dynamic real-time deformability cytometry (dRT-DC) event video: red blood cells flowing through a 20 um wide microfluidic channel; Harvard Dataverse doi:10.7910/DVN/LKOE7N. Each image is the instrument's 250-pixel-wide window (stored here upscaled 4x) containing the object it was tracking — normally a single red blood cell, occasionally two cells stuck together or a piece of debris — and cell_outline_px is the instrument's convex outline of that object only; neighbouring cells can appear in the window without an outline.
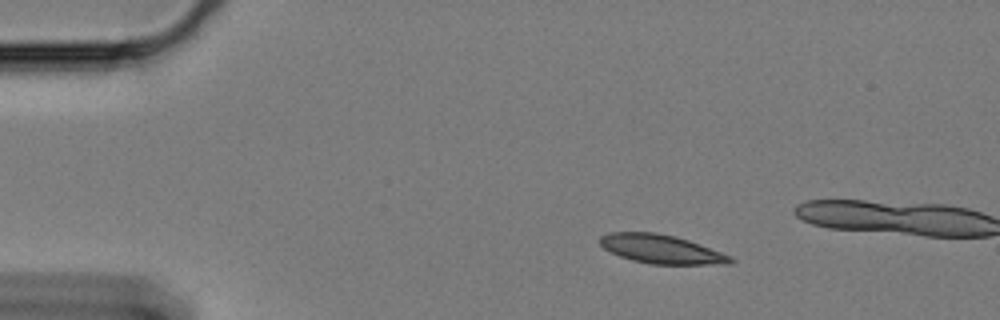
{"species": "Egyptian fruit bat (a non-hibernating species)", "species_latin": "Rousettus aegyptiacus", "temperature_condition": "cold", "stored_images_in_passage": 52, "camera_frame_rate_fps": 3000, "um_per_image_px": 0.085, "animal": {"sex": "female"}, "frame": {"image": 1, "passage_image": 1, "time_ms": 0.0, "image_size_px": [1000, 320], "cell_outline_px": [[736, 260], [732, 264], [652, 264], [632, 260], [620, 256], [604, 248], [600, 244], [600, 236], [608, 232], [656, 232], [676, 236], [700, 244], [732, 256]], "centroid_in_image_um": [56.24, 21.17], "position_along_channel_um": 28.8, "area_um2": 21.96}}
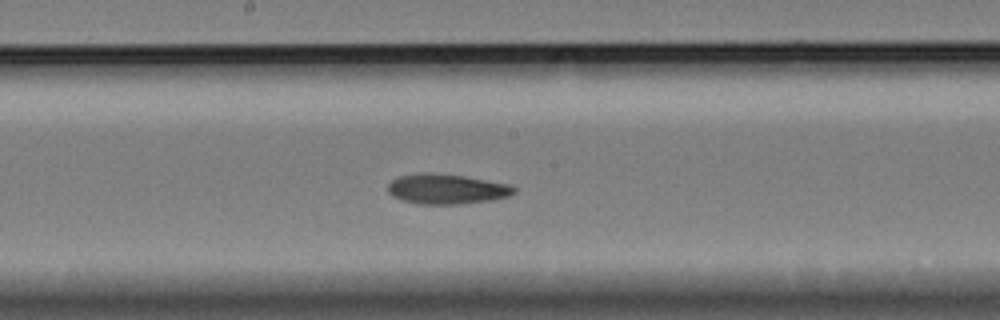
{"frame": {"image": 2, "passage_image": 23, "time_ms": 7.333, "image_size_px": [1000, 320], "cell_outline_px": [[516, 192], [508, 196], [492, 200], [460, 204], [420, 204], [404, 200], [392, 196], [388, 192], [388, 184], [392, 180], [400, 176], [420, 172], [432, 172], [464, 176], [508, 184], [516, 188]], "centroid_in_image_um": [37.96, 16.06], "position_along_channel_um": 210.2, "area_um2": 22.08}}
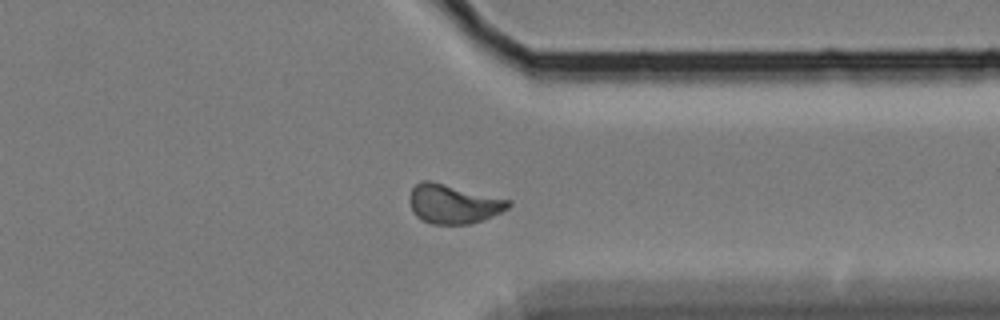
{"frame": {"image": 3, "passage_image": 38, "time_ms": 12.333, "image_size_px": [1000, 320], "cell_outline_px": [[512, 204], [508, 208], [484, 220], [468, 224], [432, 224], [416, 216], [408, 200], [408, 196], [412, 188], [420, 180], [428, 180], [512, 200]], "centroid_in_image_um": [38.53, 17.33], "position_along_channel_um": 372.9, "area_um2": 22.54}}